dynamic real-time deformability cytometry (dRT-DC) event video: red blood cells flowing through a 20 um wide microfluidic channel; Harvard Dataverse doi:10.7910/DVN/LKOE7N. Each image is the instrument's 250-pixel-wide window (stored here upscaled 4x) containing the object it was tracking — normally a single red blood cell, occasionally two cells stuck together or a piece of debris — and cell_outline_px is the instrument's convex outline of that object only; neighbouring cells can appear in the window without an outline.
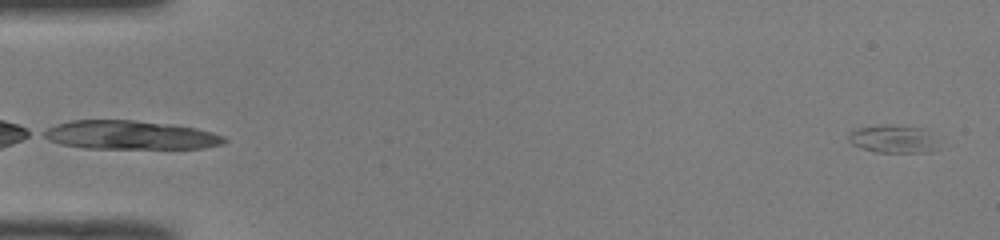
{"species": "common noctule bat (a hibernating species)", "species_latin": "Nyctalus noctula", "temperature_condition": "room temperature", "stored_images_in_passage": 50, "camera_frame_rate_fps": 3000, "um_per_image_px": 0.085, "animal": {"sex": "male", "body_mass_g": 19.0, "forearm_length_mm": 50.8}, "frame": {"image": 1, "passage_image": 1, "time_ms": 0.0, "image_size_px": [1000, 240], "cell_outline_px": [[932, 152], [876, 152], [860, 148], [852, 144], [848, 140], [848, 132], [852, 128], [884, 124], [888, 124], [924, 128], [928, 136], [932, 148]], "centroid_in_image_um": [75.7, 11.79], "position_along_channel_um": 9.3, "area_um2": 14.22}}
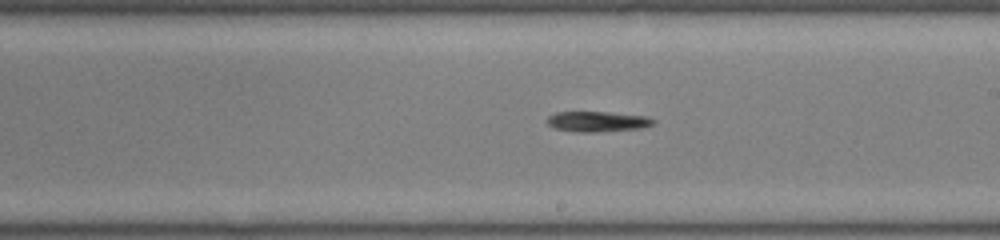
{"frame": {"image": 2, "passage_image": 29, "time_ms": 9.333, "image_size_px": [1000, 240], "cell_outline_px": [[656, 124], [640, 128], [592, 132], [580, 132], [556, 128], [548, 124], [548, 116], [556, 112], [608, 112], [644, 116], [656, 120]], "centroid_in_image_um": [50.81, 10.32], "position_along_channel_um": 238.2, "area_um2": 12.37}}
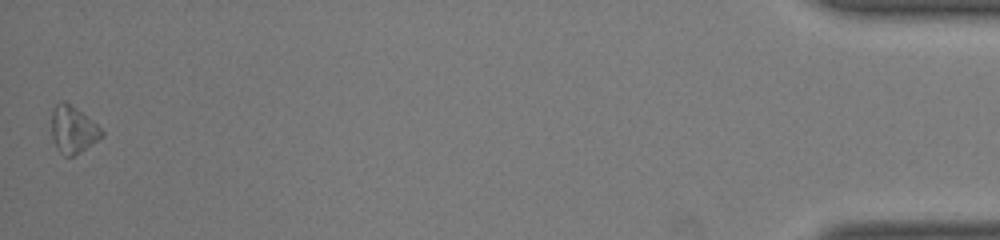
{"frame": {"image": 3, "passage_image": 50, "time_ms": 16.333, "image_size_px": [1000, 240], "cell_outline_px": [[104, 136], [80, 152], [72, 156], [64, 156], [56, 148], [52, 136], [52, 108], [60, 100], [64, 100], [76, 108], [96, 124], [104, 132]], "centroid_in_image_um": [6.19, 11.01], "position_along_channel_um": 429.0, "area_um2": 13.7}, "authors_computed_cell_mechanics": {"area_um2": 12.7738, "velocity_mm_per_s": 4.0343, "shape_relaxation_time_tau1_ms": 4.3634, "shape_relaxation_time_tau2_ms": null, "deformation_change_tau1": 0.1563, "deformation_change_tau2": null}}